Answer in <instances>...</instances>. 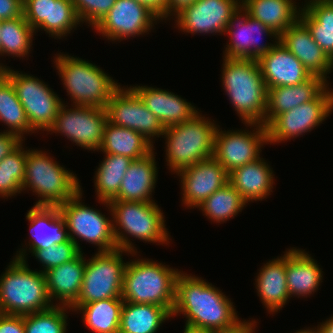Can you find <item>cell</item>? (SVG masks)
Here are the masks:
<instances>
[{"mask_svg": "<svg viewBox=\"0 0 333 333\" xmlns=\"http://www.w3.org/2000/svg\"><path fill=\"white\" fill-rule=\"evenodd\" d=\"M257 322L254 320L249 321H242L236 327L229 329V330H220V331H212L211 333H255L256 330L255 326Z\"/></svg>", "mask_w": 333, "mask_h": 333, "instance_id": "cell-50", "label": "cell"}, {"mask_svg": "<svg viewBox=\"0 0 333 333\" xmlns=\"http://www.w3.org/2000/svg\"><path fill=\"white\" fill-rule=\"evenodd\" d=\"M314 41L333 61V30L329 29H309Z\"/></svg>", "mask_w": 333, "mask_h": 333, "instance_id": "cell-46", "label": "cell"}, {"mask_svg": "<svg viewBox=\"0 0 333 333\" xmlns=\"http://www.w3.org/2000/svg\"><path fill=\"white\" fill-rule=\"evenodd\" d=\"M239 6V0H196L175 14V23L180 31L192 35H224L232 14Z\"/></svg>", "mask_w": 333, "mask_h": 333, "instance_id": "cell-18", "label": "cell"}, {"mask_svg": "<svg viewBox=\"0 0 333 333\" xmlns=\"http://www.w3.org/2000/svg\"><path fill=\"white\" fill-rule=\"evenodd\" d=\"M164 128L191 120L199 109L173 92L148 86H130Z\"/></svg>", "mask_w": 333, "mask_h": 333, "instance_id": "cell-22", "label": "cell"}, {"mask_svg": "<svg viewBox=\"0 0 333 333\" xmlns=\"http://www.w3.org/2000/svg\"><path fill=\"white\" fill-rule=\"evenodd\" d=\"M247 203L241 194L228 182L223 187L216 190L200 206L211 221L224 223L230 218L238 215Z\"/></svg>", "mask_w": 333, "mask_h": 333, "instance_id": "cell-37", "label": "cell"}, {"mask_svg": "<svg viewBox=\"0 0 333 333\" xmlns=\"http://www.w3.org/2000/svg\"><path fill=\"white\" fill-rule=\"evenodd\" d=\"M249 16L279 36L298 19L301 7L294 0H240ZM298 7V9H297Z\"/></svg>", "mask_w": 333, "mask_h": 333, "instance_id": "cell-30", "label": "cell"}, {"mask_svg": "<svg viewBox=\"0 0 333 333\" xmlns=\"http://www.w3.org/2000/svg\"><path fill=\"white\" fill-rule=\"evenodd\" d=\"M279 41L311 75L322 77L327 81V75L333 69V61L314 41L310 30L300 19L279 36Z\"/></svg>", "mask_w": 333, "mask_h": 333, "instance_id": "cell-20", "label": "cell"}, {"mask_svg": "<svg viewBox=\"0 0 333 333\" xmlns=\"http://www.w3.org/2000/svg\"><path fill=\"white\" fill-rule=\"evenodd\" d=\"M196 0H167V18L174 16L183 8L192 5Z\"/></svg>", "mask_w": 333, "mask_h": 333, "instance_id": "cell-51", "label": "cell"}, {"mask_svg": "<svg viewBox=\"0 0 333 333\" xmlns=\"http://www.w3.org/2000/svg\"><path fill=\"white\" fill-rule=\"evenodd\" d=\"M327 86L328 81L312 75L308 80L294 86H279L267 89V126L276 116L289 111L302 103L314 100Z\"/></svg>", "mask_w": 333, "mask_h": 333, "instance_id": "cell-24", "label": "cell"}, {"mask_svg": "<svg viewBox=\"0 0 333 333\" xmlns=\"http://www.w3.org/2000/svg\"><path fill=\"white\" fill-rule=\"evenodd\" d=\"M105 110L108 122L132 129L152 144L155 136L159 138L164 132L158 118L131 87H120L106 104Z\"/></svg>", "mask_w": 333, "mask_h": 333, "instance_id": "cell-15", "label": "cell"}, {"mask_svg": "<svg viewBox=\"0 0 333 333\" xmlns=\"http://www.w3.org/2000/svg\"><path fill=\"white\" fill-rule=\"evenodd\" d=\"M172 314L162 306L124 301L121 309L119 333H157Z\"/></svg>", "mask_w": 333, "mask_h": 333, "instance_id": "cell-32", "label": "cell"}, {"mask_svg": "<svg viewBox=\"0 0 333 333\" xmlns=\"http://www.w3.org/2000/svg\"><path fill=\"white\" fill-rule=\"evenodd\" d=\"M0 333H25L24 316L0 313Z\"/></svg>", "mask_w": 333, "mask_h": 333, "instance_id": "cell-45", "label": "cell"}, {"mask_svg": "<svg viewBox=\"0 0 333 333\" xmlns=\"http://www.w3.org/2000/svg\"><path fill=\"white\" fill-rule=\"evenodd\" d=\"M23 140L15 133L0 132V161L14 151Z\"/></svg>", "mask_w": 333, "mask_h": 333, "instance_id": "cell-48", "label": "cell"}, {"mask_svg": "<svg viewBox=\"0 0 333 333\" xmlns=\"http://www.w3.org/2000/svg\"><path fill=\"white\" fill-rule=\"evenodd\" d=\"M132 161L133 159L126 156L105 154L94 176L99 202H110L117 197L122 179Z\"/></svg>", "mask_w": 333, "mask_h": 333, "instance_id": "cell-34", "label": "cell"}, {"mask_svg": "<svg viewBox=\"0 0 333 333\" xmlns=\"http://www.w3.org/2000/svg\"><path fill=\"white\" fill-rule=\"evenodd\" d=\"M257 61L267 89L298 85L312 76L280 41Z\"/></svg>", "mask_w": 333, "mask_h": 333, "instance_id": "cell-21", "label": "cell"}, {"mask_svg": "<svg viewBox=\"0 0 333 333\" xmlns=\"http://www.w3.org/2000/svg\"><path fill=\"white\" fill-rule=\"evenodd\" d=\"M130 261H127L124 271L123 301L162 306L172 314L180 271L149 259Z\"/></svg>", "mask_w": 333, "mask_h": 333, "instance_id": "cell-5", "label": "cell"}, {"mask_svg": "<svg viewBox=\"0 0 333 333\" xmlns=\"http://www.w3.org/2000/svg\"><path fill=\"white\" fill-rule=\"evenodd\" d=\"M80 186L77 176L54 161L47 152L26 150L22 191L29 188L40 197L34 206L59 207L81 191Z\"/></svg>", "mask_w": 333, "mask_h": 333, "instance_id": "cell-7", "label": "cell"}, {"mask_svg": "<svg viewBox=\"0 0 333 333\" xmlns=\"http://www.w3.org/2000/svg\"><path fill=\"white\" fill-rule=\"evenodd\" d=\"M80 253L75 259L45 272L47 290L53 303L55 298L59 305L71 306L78 298L82 282L86 259Z\"/></svg>", "mask_w": 333, "mask_h": 333, "instance_id": "cell-28", "label": "cell"}, {"mask_svg": "<svg viewBox=\"0 0 333 333\" xmlns=\"http://www.w3.org/2000/svg\"><path fill=\"white\" fill-rule=\"evenodd\" d=\"M123 252L133 257L137 254L117 248L107 252H96L92 258L86 260L81 291L71 306L122 297V283L127 265V262L123 261Z\"/></svg>", "mask_w": 333, "mask_h": 333, "instance_id": "cell-9", "label": "cell"}, {"mask_svg": "<svg viewBox=\"0 0 333 333\" xmlns=\"http://www.w3.org/2000/svg\"><path fill=\"white\" fill-rule=\"evenodd\" d=\"M0 121L8 126V132L17 134L22 140L24 134L34 133L26 112L16 96L11 81L0 70Z\"/></svg>", "mask_w": 333, "mask_h": 333, "instance_id": "cell-35", "label": "cell"}, {"mask_svg": "<svg viewBox=\"0 0 333 333\" xmlns=\"http://www.w3.org/2000/svg\"><path fill=\"white\" fill-rule=\"evenodd\" d=\"M295 333H321V331H320L319 326H317V328L315 327V329L314 328H312V329L306 328L304 330L301 329L299 331H296Z\"/></svg>", "mask_w": 333, "mask_h": 333, "instance_id": "cell-53", "label": "cell"}, {"mask_svg": "<svg viewBox=\"0 0 333 333\" xmlns=\"http://www.w3.org/2000/svg\"><path fill=\"white\" fill-rule=\"evenodd\" d=\"M183 333H211V332H209V331H202V330H194V329L185 327Z\"/></svg>", "mask_w": 333, "mask_h": 333, "instance_id": "cell-54", "label": "cell"}, {"mask_svg": "<svg viewBox=\"0 0 333 333\" xmlns=\"http://www.w3.org/2000/svg\"><path fill=\"white\" fill-rule=\"evenodd\" d=\"M26 219L30 222L29 230L32 237L29 245H26L29 246L30 253L69 240L66 221L59 207L33 206L28 211Z\"/></svg>", "mask_w": 333, "mask_h": 333, "instance_id": "cell-23", "label": "cell"}, {"mask_svg": "<svg viewBox=\"0 0 333 333\" xmlns=\"http://www.w3.org/2000/svg\"><path fill=\"white\" fill-rule=\"evenodd\" d=\"M177 174L182 183L183 205L189 208H198L210 195L229 182V173L214 157L199 161Z\"/></svg>", "mask_w": 333, "mask_h": 333, "instance_id": "cell-19", "label": "cell"}, {"mask_svg": "<svg viewBox=\"0 0 333 333\" xmlns=\"http://www.w3.org/2000/svg\"><path fill=\"white\" fill-rule=\"evenodd\" d=\"M156 20L160 18L147 6L134 0H116L93 29L110 41H122L144 35L154 27Z\"/></svg>", "mask_w": 333, "mask_h": 333, "instance_id": "cell-17", "label": "cell"}, {"mask_svg": "<svg viewBox=\"0 0 333 333\" xmlns=\"http://www.w3.org/2000/svg\"><path fill=\"white\" fill-rule=\"evenodd\" d=\"M81 199L82 189L59 206L61 215L66 221L69 239L77 245L80 252L82 250L78 244L79 238L98 246V252L117 249L112 220L99 210L84 205L80 202Z\"/></svg>", "mask_w": 333, "mask_h": 333, "instance_id": "cell-11", "label": "cell"}, {"mask_svg": "<svg viewBox=\"0 0 333 333\" xmlns=\"http://www.w3.org/2000/svg\"><path fill=\"white\" fill-rule=\"evenodd\" d=\"M321 333H333V316L318 325Z\"/></svg>", "mask_w": 333, "mask_h": 333, "instance_id": "cell-52", "label": "cell"}, {"mask_svg": "<svg viewBox=\"0 0 333 333\" xmlns=\"http://www.w3.org/2000/svg\"><path fill=\"white\" fill-rule=\"evenodd\" d=\"M23 142L0 161V197H11L22 191L25 176L26 150Z\"/></svg>", "mask_w": 333, "mask_h": 333, "instance_id": "cell-38", "label": "cell"}, {"mask_svg": "<svg viewBox=\"0 0 333 333\" xmlns=\"http://www.w3.org/2000/svg\"><path fill=\"white\" fill-rule=\"evenodd\" d=\"M234 307L212 283L183 271L178 274L172 316L184 314L185 327L209 332L232 329L243 321Z\"/></svg>", "mask_w": 333, "mask_h": 333, "instance_id": "cell-1", "label": "cell"}, {"mask_svg": "<svg viewBox=\"0 0 333 333\" xmlns=\"http://www.w3.org/2000/svg\"><path fill=\"white\" fill-rule=\"evenodd\" d=\"M320 266L306 251L290 248L286 251L287 289L290 297H308L318 290L323 274Z\"/></svg>", "mask_w": 333, "mask_h": 333, "instance_id": "cell-26", "label": "cell"}, {"mask_svg": "<svg viewBox=\"0 0 333 333\" xmlns=\"http://www.w3.org/2000/svg\"><path fill=\"white\" fill-rule=\"evenodd\" d=\"M67 310L71 311V308L56 304L47 310L24 315L25 333H66Z\"/></svg>", "mask_w": 333, "mask_h": 333, "instance_id": "cell-39", "label": "cell"}, {"mask_svg": "<svg viewBox=\"0 0 333 333\" xmlns=\"http://www.w3.org/2000/svg\"><path fill=\"white\" fill-rule=\"evenodd\" d=\"M67 106L65 103L61 105L48 132L60 133L89 151H99L107 123L106 110L78 105H72L74 108L69 109Z\"/></svg>", "mask_w": 333, "mask_h": 333, "instance_id": "cell-13", "label": "cell"}, {"mask_svg": "<svg viewBox=\"0 0 333 333\" xmlns=\"http://www.w3.org/2000/svg\"><path fill=\"white\" fill-rule=\"evenodd\" d=\"M249 130L222 131L218 126L215 135L213 157L229 173L237 167L244 166L260 158L264 144H268L266 126L257 123H244ZM256 127V128H255ZM221 130V131H220Z\"/></svg>", "mask_w": 333, "mask_h": 333, "instance_id": "cell-14", "label": "cell"}, {"mask_svg": "<svg viewBox=\"0 0 333 333\" xmlns=\"http://www.w3.org/2000/svg\"><path fill=\"white\" fill-rule=\"evenodd\" d=\"M54 65L73 105L105 109L121 87L112 77L89 61L59 53Z\"/></svg>", "mask_w": 333, "mask_h": 333, "instance_id": "cell-6", "label": "cell"}, {"mask_svg": "<svg viewBox=\"0 0 333 333\" xmlns=\"http://www.w3.org/2000/svg\"><path fill=\"white\" fill-rule=\"evenodd\" d=\"M305 3L299 19L308 29L333 30V0H309Z\"/></svg>", "mask_w": 333, "mask_h": 333, "instance_id": "cell-41", "label": "cell"}, {"mask_svg": "<svg viewBox=\"0 0 333 333\" xmlns=\"http://www.w3.org/2000/svg\"><path fill=\"white\" fill-rule=\"evenodd\" d=\"M34 33L23 14L14 19L1 21L0 55L26 57L31 50Z\"/></svg>", "mask_w": 333, "mask_h": 333, "instance_id": "cell-36", "label": "cell"}, {"mask_svg": "<svg viewBox=\"0 0 333 333\" xmlns=\"http://www.w3.org/2000/svg\"><path fill=\"white\" fill-rule=\"evenodd\" d=\"M27 248L17 251L0 276V313L24 316L55 304L48 294L45 273L28 267Z\"/></svg>", "mask_w": 333, "mask_h": 333, "instance_id": "cell-2", "label": "cell"}, {"mask_svg": "<svg viewBox=\"0 0 333 333\" xmlns=\"http://www.w3.org/2000/svg\"><path fill=\"white\" fill-rule=\"evenodd\" d=\"M215 124L199 112L191 120L164 128L162 137L166 138V161L172 172L177 173L213 157L219 126Z\"/></svg>", "mask_w": 333, "mask_h": 333, "instance_id": "cell-8", "label": "cell"}, {"mask_svg": "<svg viewBox=\"0 0 333 333\" xmlns=\"http://www.w3.org/2000/svg\"><path fill=\"white\" fill-rule=\"evenodd\" d=\"M333 110V90L327 86L314 100L276 116L267 126L268 143L285 142L319 126Z\"/></svg>", "mask_w": 333, "mask_h": 333, "instance_id": "cell-12", "label": "cell"}, {"mask_svg": "<svg viewBox=\"0 0 333 333\" xmlns=\"http://www.w3.org/2000/svg\"><path fill=\"white\" fill-rule=\"evenodd\" d=\"M147 6L161 21L167 18V0H134Z\"/></svg>", "mask_w": 333, "mask_h": 333, "instance_id": "cell-49", "label": "cell"}, {"mask_svg": "<svg viewBox=\"0 0 333 333\" xmlns=\"http://www.w3.org/2000/svg\"><path fill=\"white\" fill-rule=\"evenodd\" d=\"M156 153L133 160L125 172L117 197L112 201L155 202L152 197L156 181Z\"/></svg>", "mask_w": 333, "mask_h": 333, "instance_id": "cell-25", "label": "cell"}, {"mask_svg": "<svg viewBox=\"0 0 333 333\" xmlns=\"http://www.w3.org/2000/svg\"><path fill=\"white\" fill-rule=\"evenodd\" d=\"M80 253L77 245L69 239L67 242L50 246L47 249H36L32 255L40 261L43 266V270L40 271L45 273L53 267L72 261Z\"/></svg>", "mask_w": 333, "mask_h": 333, "instance_id": "cell-42", "label": "cell"}, {"mask_svg": "<svg viewBox=\"0 0 333 333\" xmlns=\"http://www.w3.org/2000/svg\"><path fill=\"white\" fill-rule=\"evenodd\" d=\"M81 23L72 0L51 1L50 35L61 39Z\"/></svg>", "mask_w": 333, "mask_h": 333, "instance_id": "cell-40", "label": "cell"}, {"mask_svg": "<svg viewBox=\"0 0 333 333\" xmlns=\"http://www.w3.org/2000/svg\"><path fill=\"white\" fill-rule=\"evenodd\" d=\"M106 205L112 215L113 232L117 248L137 253L132 239L151 243L170 242L164 215L156 202L110 201Z\"/></svg>", "mask_w": 333, "mask_h": 333, "instance_id": "cell-4", "label": "cell"}, {"mask_svg": "<svg viewBox=\"0 0 333 333\" xmlns=\"http://www.w3.org/2000/svg\"><path fill=\"white\" fill-rule=\"evenodd\" d=\"M222 86L244 123L262 124L267 108V88L255 59L223 57Z\"/></svg>", "mask_w": 333, "mask_h": 333, "instance_id": "cell-3", "label": "cell"}, {"mask_svg": "<svg viewBox=\"0 0 333 333\" xmlns=\"http://www.w3.org/2000/svg\"><path fill=\"white\" fill-rule=\"evenodd\" d=\"M228 177L229 183L247 203L257 200L262 201L271 195L274 184L273 170L261 157L233 169L229 172Z\"/></svg>", "mask_w": 333, "mask_h": 333, "instance_id": "cell-27", "label": "cell"}, {"mask_svg": "<svg viewBox=\"0 0 333 333\" xmlns=\"http://www.w3.org/2000/svg\"><path fill=\"white\" fill-rule=\"evenodd\" d=\"M1 71L11 81L16 96L26 112L30 129L34 133L39 132L38 130L48 133L63 104L62 99L35 76L12 70L6 65Z\"/></svg>", "mask_w": 333, "mask_h": 333, "instance_id": "cell-10", "label": "cell"}, {"mask_svg": "<svg viewBox=\"0 0 333 333\" xmlns=\"http://www.w3.org/2000/svg\"><path fill=\"white\" fill-rule=\"evenodd\" d=\"M81 23L95 27L110 11L116 0H72Z\"/></svg>", "mask_w": 333, "mask_h": 333, "instance_id": "cell-44", "label": "cell"}, {"mask_svg": "<svg viewBox=\"0 0 333 333\" xmlns=\"http://www.w3.org/2000/svg\"><path fill=\"white\" fill-rule=\"evenodd\" d=\"M225 33L230 36L223 52L224 57L228 58L258 60L279 41L278 34L249 16V12L242 5L232 14ZM256 33L260 36H270L271 39L274 37L275 43L260 44L259 39L255 37Z\"/></svg>", "mask_w": 333, "mask_h": 333, "instance_id": "cell-16", "label": "cell"}, {"mask_svg": "<svg viewBox=\"0 0 333 333\" xmlns=\"http://www.w3.org/2000/svg\"><path fill=\"white\" fill-rule=\"evenodd\" d=\"M23 14V0H0V20H10Z\"/></svg>", "mask_w": 333, "mask_h": 333, "instance_id": "cell-47", "label": "cell"}, {"mask_svg": "<svg viewBox=\"0 0 333 333\" xmlns=\"http://www.w3.org/2000/svg\"><path fill=\"white\" fill-rule=\"evenodd\" d=\"M122 298L93 301L82 306H70L73 311L83 314L86 327L94 333H119Z\"/></svg>", "mask_w": 333, "mask_h": 333, "instance_id": "cell-33", "label": "cell"}, {"mask_svg": "<svg viewBox=\"0 0 333 333\" xmlns=\"http://www.w3.org/2000/svg\"><path fill=\"white\" fill-rule=\"evenodd\" d=\"M51 1L55 0H23V15L35 33L41 29L50 36Z\"/></svg>", "mask_w": 333, "mask_h": 333, "instance_id": "cell-43", "label": "cell"}, {"mask_svg": "<svg viewBox=\"0 0 333 333\" xmlns=\"http://www.w3.org/2000/svg\"><path fill=\"white\" fill-rule=\"evenodd\" d=\"M154 144L140 133L107 121L101 148L104 154H115L138 160L153 152Z\"/></svg>", "mask_w": 333, "mask_h": 333, "instance_id": "cell-31", "label": "cell"}, {"mask_svg": "<svg viewBox=\"0 0 333 333\" xmlns=\"http://www.w3.org/2000/svg\"><path fill=\"white\" fill-rule=\"evenodd\" d=\"M255 279L256 289L264 307L271 314L280 311L290 299L287 289L286 252L262 266Z\"/></svg>", "mask_w": 333, "mask_h": 333, "instance_id": "cell-29", "label": "cell"}, {"mask_svg": "<svg viewBox=\"0 0 333 333\" xmlns=\"http://www.w3.org/2000/svg\"><path fill=\"white\" fill-rule=\"evenodd\" d=\"M3 69V64L0 63V70Z\"/></svg>", "mask_w": 333, "mask_h": 333, "instance_id": "cell-55", "label": "cell"}]
</instances>
